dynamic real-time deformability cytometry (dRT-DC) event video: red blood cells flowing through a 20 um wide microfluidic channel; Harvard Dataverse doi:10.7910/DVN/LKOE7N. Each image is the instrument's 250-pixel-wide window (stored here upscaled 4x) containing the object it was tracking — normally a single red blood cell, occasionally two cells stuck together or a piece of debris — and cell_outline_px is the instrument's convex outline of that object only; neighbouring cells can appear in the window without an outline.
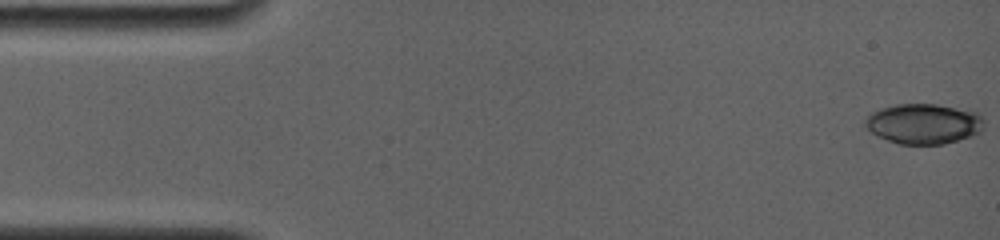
{"species": "common noctule bat (a hibernating species)", "species_latin": "Nyctalus noctula", "temperature_condition": "room temperature", "stored_images_in_passage": 9, "camera_frame_rate_fps": 4000, "um_per_image_px": 0.085, "animal": {"sex": "female", "body_mass_g": 19.0, "forearm_length_mm": 56.7}, "frame": {"image": 1, "passage_image": 1, "time_ms": 0.0, "image_size_px": [1000, 240], "cell_outline_px": [[984, 128], [980, 132], [944, 144], [900, 144], [888, 140], [872, 132], [864, 124], [864, 120], [872, 112], [896, 104], [936, 104], [976, 112], [984, 120]], "centroid_in_image_um": [78.52, 10.52], "position_along_channel_um": 6.5, "area_um2": 27.46}}
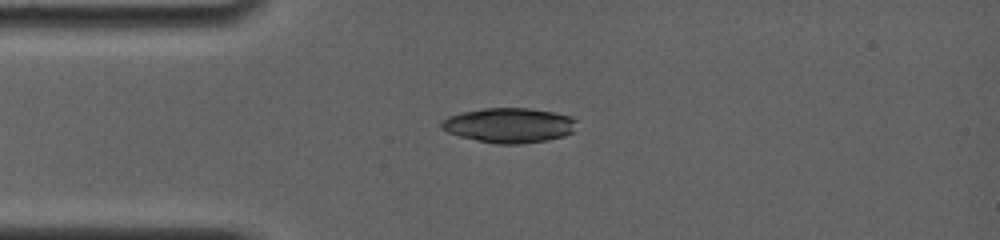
{"frame": {"image": 2, "passage_image": 8, "time_ms": 3.75, "image_size_px": [1000, 240], "cell_outline_px": [[576, 120], [572, 132], [564, 136], [548, 140], [520, 144], [496, 144], [460, 136], [448, 132], [440, 128], [440, 124], [448, 116], [464, 112], [484, 108], [532, 108], [572, 116]], "centroid_in_image_um": [43.29, 10.65], "position_along_channel_um": 41.7, "area_um2": 27.34}}